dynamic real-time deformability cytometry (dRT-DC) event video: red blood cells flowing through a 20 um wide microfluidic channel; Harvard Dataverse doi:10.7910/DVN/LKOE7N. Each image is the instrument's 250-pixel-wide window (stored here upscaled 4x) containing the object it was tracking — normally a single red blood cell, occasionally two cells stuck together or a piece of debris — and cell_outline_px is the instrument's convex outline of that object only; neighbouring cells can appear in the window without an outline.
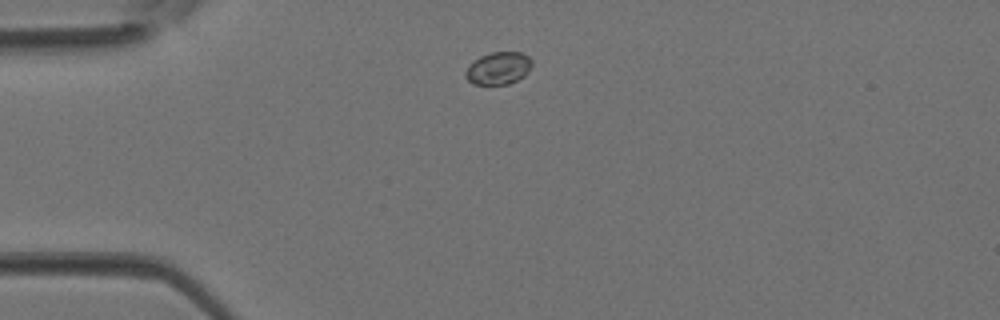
{"species": "Egyptian fruit bat (a non-hibernating species)", "species_latin": "Rousettus aegyptiacus", "temperature_condition": "room temperature", "stored_images_in_passage": 2, "camera_frame_rate_fps": 3000, "um_per_image_px": 0.085, "animal": {"sex": "female"}, "frame": {"image": 1, "passage_image": 1, "time_ms": 0.0, "image_size_px": [1000, 320], "cell_outline_px": [[532, 64], [528, 72], [524, 76], [508, 84], [472, 84], [464, 76], [464, 72], [468, 64], [480, 56], [492, 52], [520, 52], [528, 56], [532, 60]], "centroid_in_image_um": [42.33, 5.79], "position_along_channel_um": 42.7, "area_um2": 12.66}}